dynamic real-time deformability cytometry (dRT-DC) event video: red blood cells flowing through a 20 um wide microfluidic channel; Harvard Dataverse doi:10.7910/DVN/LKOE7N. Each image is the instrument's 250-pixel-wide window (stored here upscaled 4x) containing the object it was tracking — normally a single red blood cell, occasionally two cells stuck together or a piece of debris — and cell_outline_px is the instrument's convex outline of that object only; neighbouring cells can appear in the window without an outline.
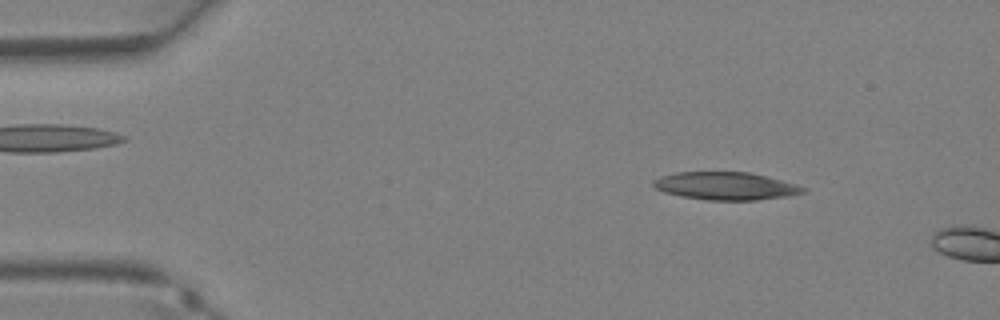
{"species": "Egyptian fruit bat (a non-hibernating species)", "species_latin": "Rousettus aegyptiacus", "temperature_condition": "warm", "stored_images_in_passage": 7, "camera_frame_rate_fps": 3000, "um_per_image_px": 0.085, "animal": {"sex": "female"}, "frame": {"image": 1, "passage_image": 4, "time_ms": 1.0, "image_size_px": [1000, 320], "cell_outline_px": [[808, 188], [804, 192], [788, 196], [756, 200], [704, 200], [680, 196], [664, 192], [656, 188], [652, 184], [652, 180], [660, 176], [676, 172], [748, 172], [796, 184]], "centroid_in_image_um": [61.65, 15.81], "position_along_channel_um": 23.4, "area_um2": 24.22}}